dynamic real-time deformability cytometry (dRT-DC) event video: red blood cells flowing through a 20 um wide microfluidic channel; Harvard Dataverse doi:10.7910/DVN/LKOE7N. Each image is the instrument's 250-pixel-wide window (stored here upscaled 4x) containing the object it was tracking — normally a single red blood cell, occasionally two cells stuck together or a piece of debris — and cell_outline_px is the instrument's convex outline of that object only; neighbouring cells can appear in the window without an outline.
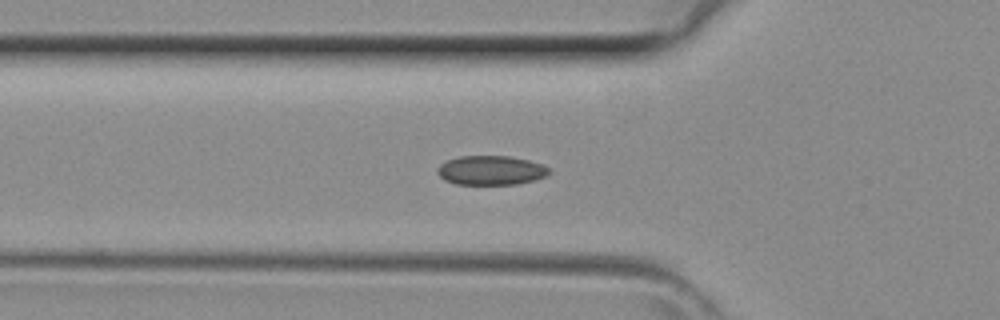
{"species": "common noctule bat (a hibernating species)", "species_latin": "Nyctalus noctula", "temperature_condition": "room temperature", "stored_images_in_passage": 33, "camera_frame_rate_fps": 3000, "um_per_image_px": 0.085, "animal": {"sex": "female", "body_mass_g": 29.2, "forearm_length_mm": 56.3}, "frame": {"image": 1, "passage_image": 4, "time_ms": 1.0, "image_size_px": [1000, 320], "cell_outline_px": [[552, 172], [544, 176], [532, 180], [516, 184], [456, 184], [444, 180], [436, 172], [436, 168], [440, 164], [448, 160], [460, 156], [508, 156], [528, 160], [540, 164], [548, 168]], "centroid_in_image_um": [41.68, 14.47], "position_along_channel_um": 84.1, "area_um2": 18.9}}
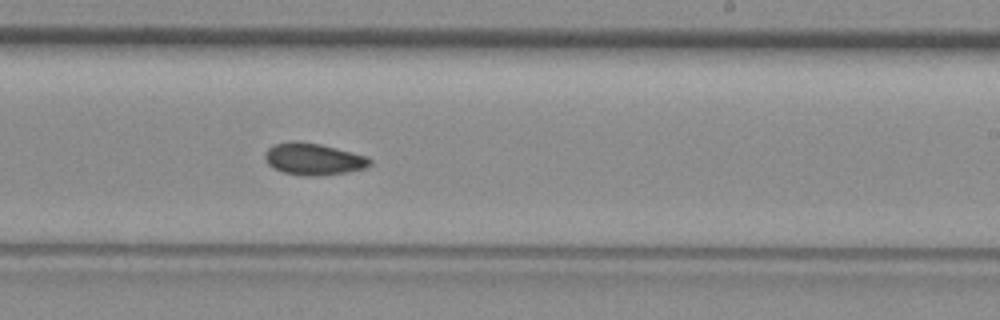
{"frame": {"image": 2, "passage_image": 15, "time_ms": 4.667, "image_size_px": [1000, 320], "cell_outline_px": [[372, 164], [368, 168], [348, 172], [324, 176], [304, 176], [284, 172], [272, 168], [268, 164], [264, 156], [264, 152], [272, 144], [292, 140], [296, 140], [320, 144], [368, 156], [372, 160]], "centroid_in_image_um": [26.65, 13.52], "position_along_channel_um": 262.3, "area_um2": 19.94}}
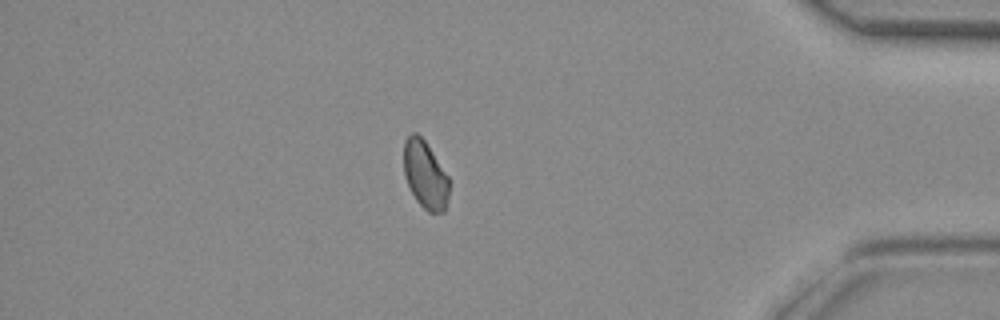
{"frame": {"image": 3, "passage_image": 26, "time_ms": 8.333, "image_size_px": [1000, 320], "cell_outline_px": [[448, 196], [444, 212], [428, 212], [416, 200], [404, 176], [404, 140], [412, 132], [416, 132], [424, 140], [448, 176]], "centroid_in_image_um": [36.12, 14.85], "position_along_channel_um": 399.1, "area_um2": 17.63}}